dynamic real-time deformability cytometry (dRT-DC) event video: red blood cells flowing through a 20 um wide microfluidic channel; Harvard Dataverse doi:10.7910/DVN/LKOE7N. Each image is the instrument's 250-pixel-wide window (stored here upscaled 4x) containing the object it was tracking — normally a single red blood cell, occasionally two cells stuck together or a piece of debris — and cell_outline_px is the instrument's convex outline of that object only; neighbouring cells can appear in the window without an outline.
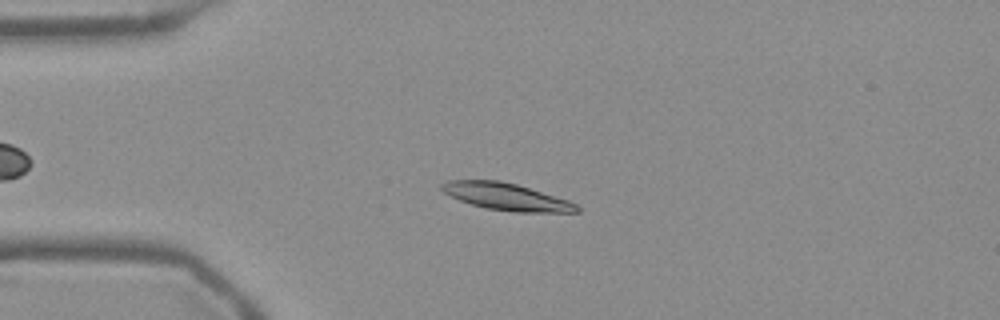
{"species": "Egyptian fruit bat (a non-hibernating species)", "species_latin": "Rousettus aegyptiacus", "temperature_condition": "warm", "stored_images_in_passage": 47, "camera_frame_rate_fps": 3000, "um_per_image_px": 0.085, "frame": {"image": 1, "passage_image": 13, "time_ms": 4.0, "image_size_px": [1000, 320], "cell_outline_px": [[580, 212], [512, 212], [484, 208], [460, 200], [444, 192], [440, 188], [440, 184], [448, 180], [500, 180], [516, 184], [568, 200], [576, 204], [580, 208]], "centroid_in_image_um": [43.03, 16.72], "position_along_channel_um": 42.0, "area_um2": 21.21}}
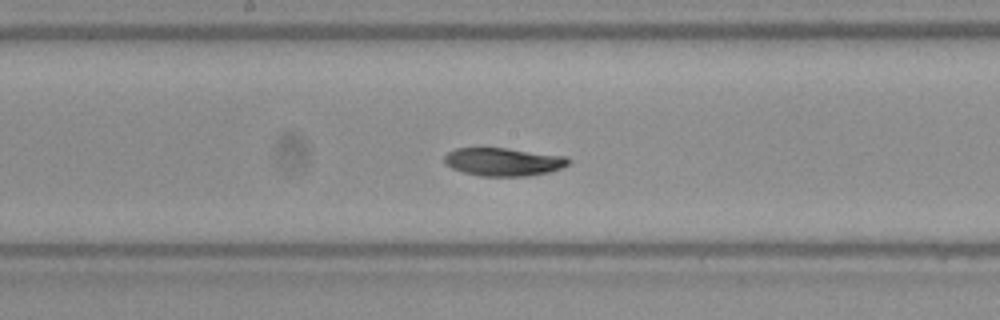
{"frame": {"image": 2, "passage_image": 28, "time_ms": 9.0, "image_size_px": [1000, 320], "cell_outline_px": [[572, 160], [568, 164], [560, 168], [548, 172], [528, 176], [480, 176], [464, 172], [452, 168], [444, 164], [444, 156], [448, 152], [456, 148], [508, 148], [568, 156]], "centroid_in_image_um": [42.8, 13.75], "position_along_channel_um": 205.4, "area_um2": 20.46}}
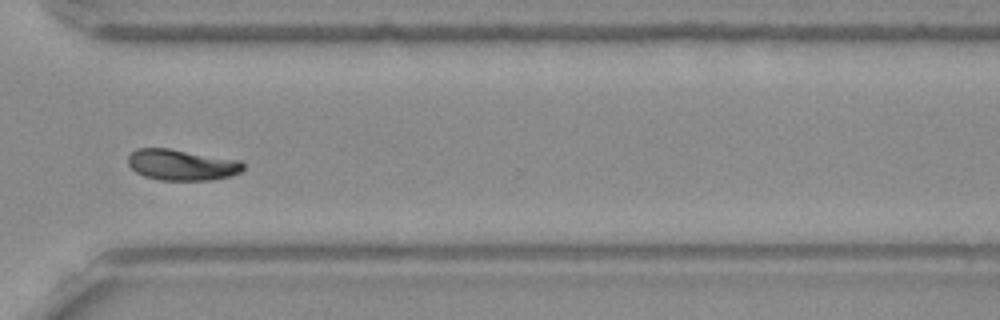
{"frame": {"image": 3, "passage_image": 40, "time_ms": 13.0, "image_size_px": [1000, 320], "cell_outline_px": [[244, 168], [240, 172], [232, 176], [212, 180], [160, 180], [144, 176], [136, 172], [128, 164], [128, 156], [136, 148], [168, 148], [240, 160], [244, 164]], "centroid_in_image_um": [15.46, 14.01], "position_along_channel_um": 355.1, "area_um2": 20.87}, "authors_computed_cell_mechanics": {"area_um2": 20.8658, "velocity_mm_per_s": 3.7405, "shape_relaxation_time_tau1_ms": 7.4799, "shape_relaxation_time_tau2_ms": 3.2399, "deformation_change_tau1": 0.2019, "deformation_change_tau2": 0.064}}